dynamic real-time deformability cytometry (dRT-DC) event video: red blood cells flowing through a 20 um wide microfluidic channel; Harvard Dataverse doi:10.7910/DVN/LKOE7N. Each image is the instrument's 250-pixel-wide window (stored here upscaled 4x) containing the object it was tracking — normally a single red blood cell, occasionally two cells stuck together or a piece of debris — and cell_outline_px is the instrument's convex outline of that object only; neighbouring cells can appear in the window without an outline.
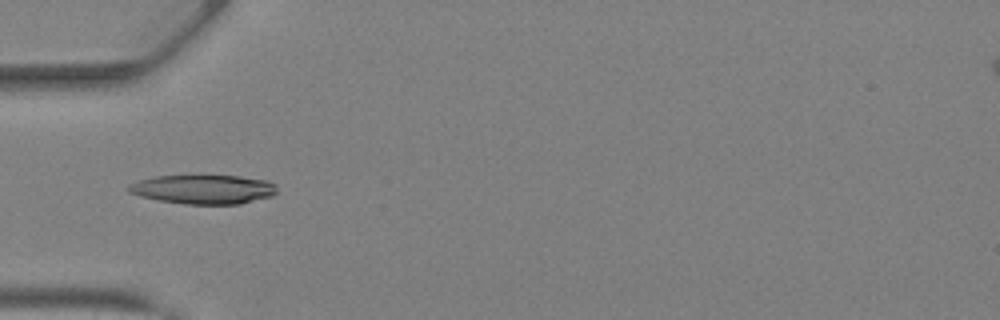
{"species": "Egyptian fruit bat (a non-hibernating species)", "species_latin": "Rousettus aegyptiacus", "temperature_condition": "warm", "stored_images_in_passage": 42, "camera_frame_rate_fps": 3000, "um_per_image_px": 0.085, "animal": {"sex": "female"}, "frame": {"image": 1, "passage_image": 14, "time_ms": 4.333, "image_size_px": [1000, 320], "cell_outline_px": [[276, 192], [272, 196], [240, 204], [184, 204], [160, 200], [140, 196], [128, 192], [128, 188], [132, 184], [140, 180], [156, 176], [240, 176], [264, 180], [276, 184]], "centroid_in_image_um": [17.32, 16.1], "position_along_channel_um": 67.7, "area_um2": 24.91}}
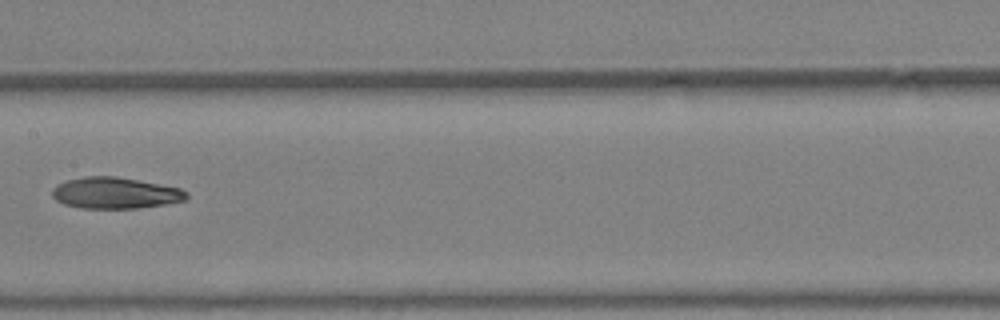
{"frame": {"image": 2, "passage_image": 22, "time_ms": 7.0, "image_size_px": [1000, 320], "cell_outline_px": [[188, 200], [164, 204], [136, 208], [80, 208], [64, 204], [56, 200], [52, 196], [52, 188], [56, 184], [68, 180], [88, 176], [116, 176], [180, 188], [188, 192]], "centroid_in_image_um": [9.79, 16.4], "position_along_channel_um": 197.6, "area_um2": 24.45}}
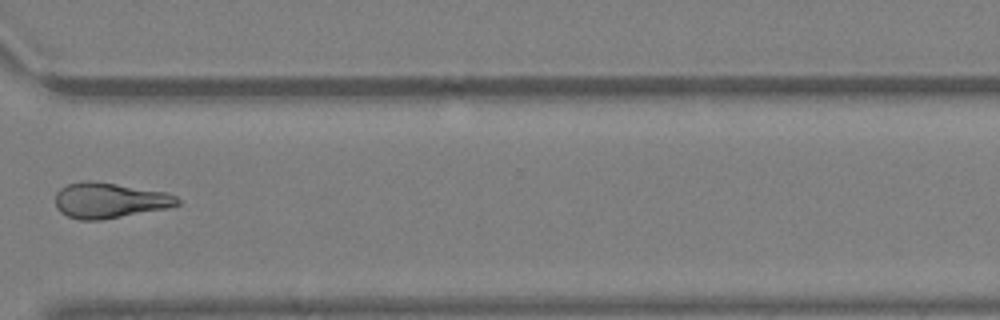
{"frame": {"image": 3, "passage_image": 32, "time_ms": 10.333, "image_size_px": [1000, 320], "cell_outline_px": [[180, 204], [168, 208], [100, 220], [80, 220], [68, 216], [60, 212], [56, 208], [56, 192], [60, 188], [68, 184], [84, 180], [88, 180], [116, 184], [168, 192], [176, 196], [180, 200]], "centroid_in_image_um": [9.31, 17.03], "position_along_channel_um": 361.3, "area_um2": 25.26}}